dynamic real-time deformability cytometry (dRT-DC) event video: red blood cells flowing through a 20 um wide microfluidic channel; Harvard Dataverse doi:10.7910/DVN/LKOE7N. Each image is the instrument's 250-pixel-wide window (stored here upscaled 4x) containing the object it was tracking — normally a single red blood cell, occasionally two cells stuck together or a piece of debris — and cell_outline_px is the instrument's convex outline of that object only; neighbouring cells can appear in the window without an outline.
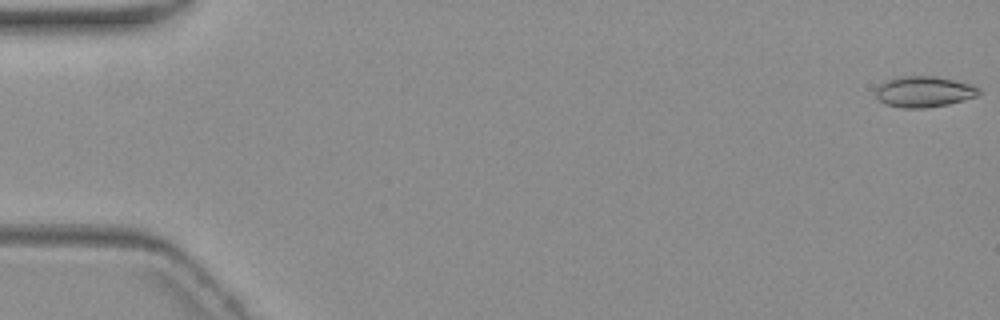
{"species": "common noctule bat (a hibernating species)", "species_latin": "Nyctalus noctula", "temperature_condition": "warm", "stored_images_in_passage": 7, "camera_frame_rate_fps": 3000, "um_per_image_px": 0.085, "animal": {"sex": "female", "body_mass_g": 19.3, "forearm_length_mm": 54.1}, "frame": {"image": 1, "passage_image": 1, "time_ms": 0.0, "image_size_px": [1000, 320], "cell_outline_px": [[980, 92], [976, 96], [948, 104], [924, 108], [900, 108], [884, 104], [876, 96], [876, 88], [884, 80], [900, 76], [932, 76], [972, 84], [980, 88]], "centroid_in_image_um": [78.5, 7.79], "position_along_channel_um": 6.5, "area_um2": 18.55}}
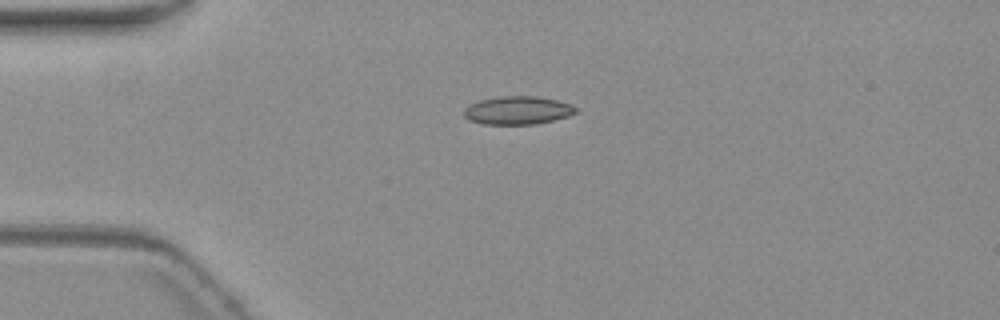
{"frame": {"image": 2, "passage_image": 5, "time_ms": 4.667, "image_size_px": [1000, 320], "cell_outline_px": [[580, 108], [576, 112], [568, 116], [536, 124], [484, 124], [468, 120], [464, 116], [464, 108], [468, 104], [480, 100], [500, 96], [536, 96], [556, 100]], "centroid_in_image_um": [43.97, 9.38], "position_along_channel_um": 41.0, "area_um2": 18.38}}
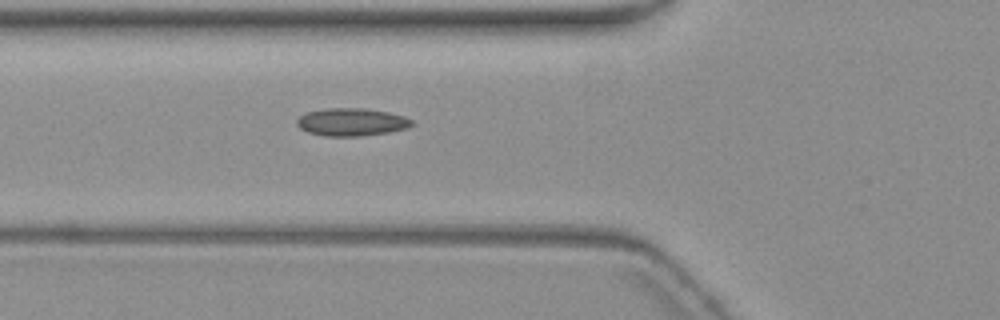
{"frame": {"image": 3, "passage_image": 7, "time_ms": 7.0, "image_size_px": [1000, 320], "cell_outline_px": [[416, 124], [408, 128], [388, 132], [360, 136], [324, 136], [308, 132], [300, 128], [296, 124], [296, 120], [300, 116], [308, 112], [324, 108], [364, 108], [388, 112], [404, 116], [412, 120]], "centroid_in_image_um": [29.9, 10.37], "position_along_channel_um": 95.9, "area_um2": 18.67}}